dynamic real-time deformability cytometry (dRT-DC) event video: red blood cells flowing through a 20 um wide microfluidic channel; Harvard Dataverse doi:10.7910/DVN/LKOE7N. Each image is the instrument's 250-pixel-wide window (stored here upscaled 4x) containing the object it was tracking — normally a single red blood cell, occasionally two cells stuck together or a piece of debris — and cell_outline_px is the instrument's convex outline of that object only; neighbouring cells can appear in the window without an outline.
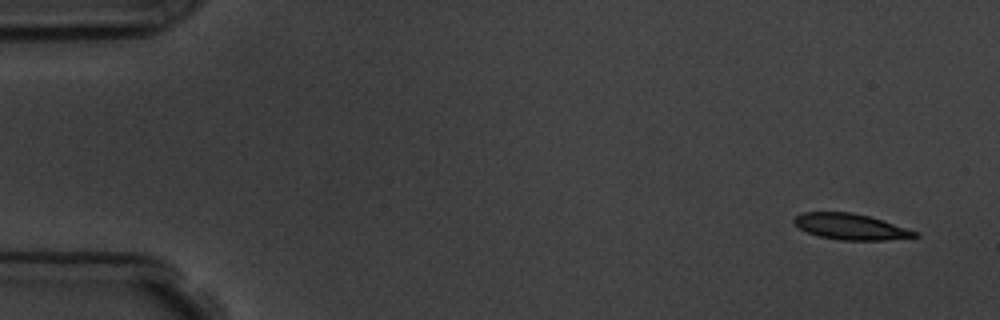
{"species": "common noctule bat (a hibernating species)", "species_latin": "Nyctalus noctula", "temperature_condition": "room temperature", "stored_images_in_passage": 6, "camera_frame_rate_fps": 3000, "um_per_image_px": 0.085, "animal": {"sex": "male", "body_mass_g": 19.5, "forearm_length_mm": 54.6}, "frame": {"image": 1, "passage_image": 1, "time_ms": 0.0, "image_size_px": [1000, 320], "cell_outline_px": [[920, 236], [884, 240], [840, 240], [820, 236], [808, 232], [800, 228], [792, 220], [796, 216], [804, 212], [852, 212], [868, 216], [920, 232]], "centroid_in_image_um": [72.33, 19.27], "position_along_channel_um": 12.7, "area_um2": 18.03}}
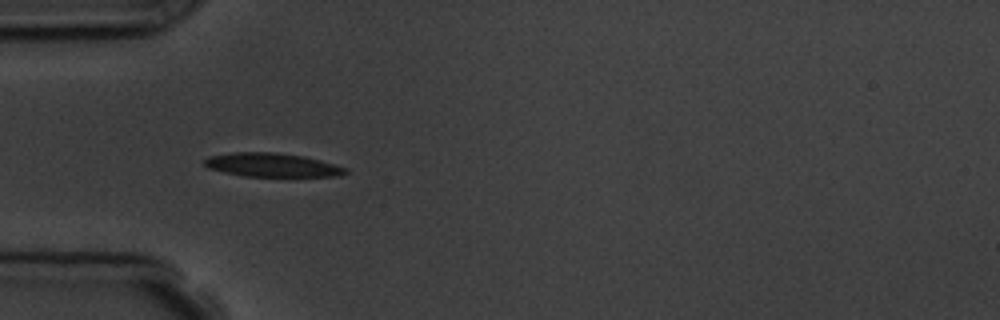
{"frame": {"image": 2, "passage_image": 5, "time_ms": 4.667, "image_size_px": [1000, 320], "cell_outline_px": [[348, 172], [340, 176], [244, 176], [224, 172], [208, 168], [204, 164], [204, 160], [208, 156], [232, 152], [276, 152], [304, 156], [320, 160], [348, 168]], "centroid_in_image_um": [23.12, 14.02], "position_along_channel_um": 61.9, "area_um2": 19.54}}